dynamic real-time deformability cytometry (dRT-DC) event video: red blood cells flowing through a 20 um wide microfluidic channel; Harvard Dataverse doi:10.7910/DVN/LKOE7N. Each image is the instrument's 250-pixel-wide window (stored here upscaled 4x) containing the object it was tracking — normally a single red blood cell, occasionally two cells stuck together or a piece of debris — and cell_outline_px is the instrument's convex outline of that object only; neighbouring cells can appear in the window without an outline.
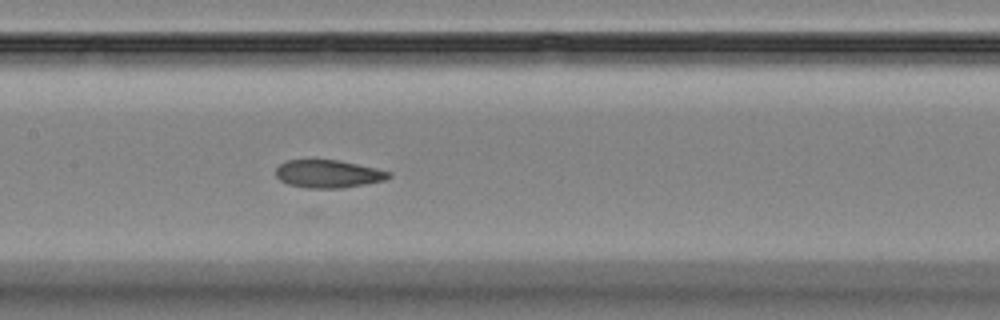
{"species": "Egyptian fruit bat (a non-hibernating species)", "species_latin": "Rousettus aegyptiacus", "temperature_condition": "room temperature", "stored_images_in_passage": 7, "camera_frame_rate_fps": 3000, "um_per_image_px": 0.085, "animal": {"sex": "female"}, "frame": {"image": 1, "passage_image": 7, "time_ms": 8.0, "image_size_px": [1000, 320], "cell_outline_px": [[392, 176], [384, 180], [344, 188], [308, 188], [288, 184], [280, 180], [276, 176], [276, 168], [280, 164], [288, 160], [336, 160], [376, 168], [392, 172]], "centroid_in_image_um": [27.9, 14.78], "position_along_channel_um": 179.5, "area_um2": 18.21}}